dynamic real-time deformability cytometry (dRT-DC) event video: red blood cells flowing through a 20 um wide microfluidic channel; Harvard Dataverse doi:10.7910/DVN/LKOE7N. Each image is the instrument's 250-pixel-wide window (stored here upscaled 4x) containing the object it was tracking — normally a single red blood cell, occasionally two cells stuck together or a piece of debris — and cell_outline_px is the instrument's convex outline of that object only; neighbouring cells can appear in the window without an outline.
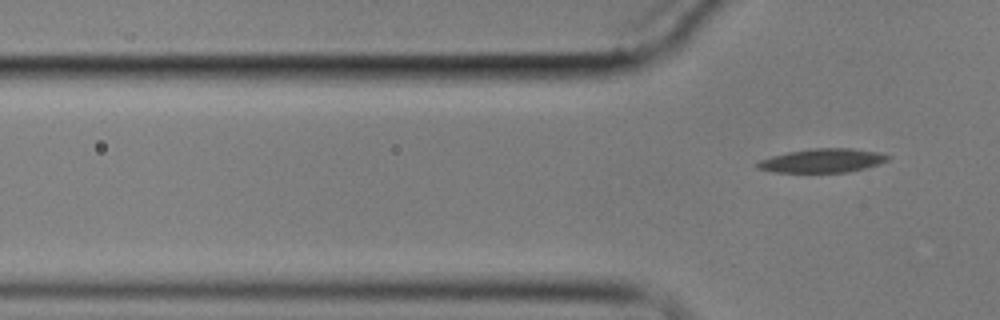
{"species": "common noctule bat (a hibernating species)", "species_latin": "Nyctalus noctula", "temperature_condition": "cold", "stored_images_in_passage": 6, "segment_of_instrument_passage": [2, 2], "camera_frame_rate_fps": 3000, "um_per_image_px": 0.085, "animal": {"sex": "male", "body_mass_g": 17.9}, "frame": {"image": 1, "passage_image": 6, "time_ms": 6.667, "image_size_px": [1000, 320], "cell_outline_px": [[892, 156], [888, 160], [880, 164], [848, 172], [776, 172], [756, 168], [752, 164], [760, 160], [772, 156], [788, 152], [812, 148], [852, 148], [880, 152]], "centroid_in_image_um": [69.91, 13.64], "position_along_channel_um": 55.9, "area_um2": 18.26}}